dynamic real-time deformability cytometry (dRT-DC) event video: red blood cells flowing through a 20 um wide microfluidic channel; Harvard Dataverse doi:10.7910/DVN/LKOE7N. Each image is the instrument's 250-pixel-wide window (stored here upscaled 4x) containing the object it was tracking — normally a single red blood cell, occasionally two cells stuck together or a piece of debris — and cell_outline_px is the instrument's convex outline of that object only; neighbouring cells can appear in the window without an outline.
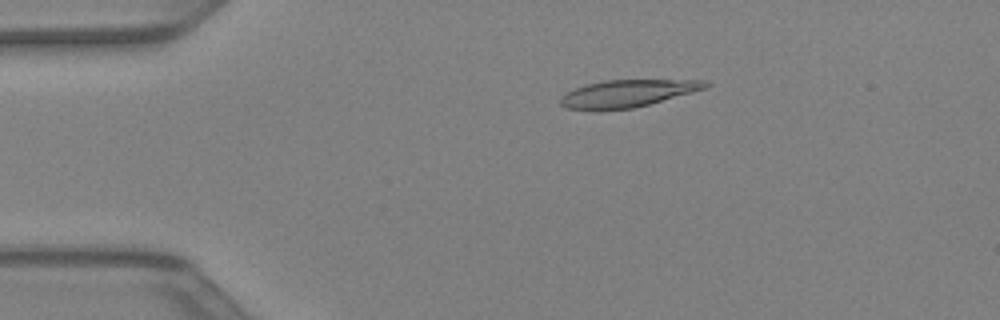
{"species": "Egyptian fruit bat (a non-hibernating species)", "species_latin": "Rousettus aegyptiacus", "temperature_condition": "warm", "stored_images_in_passage": 42, "camera_frame_rate_fps": 3000, "um_per_image_px": 0.085, "animal": {"sex": "female"}, "frame": {"image": 1, "passage_image": 8, "time_ms": 2.333, "image_size_px": [1000, 320], "cell_outline_px": [[712, 84], [704, 88], [692, 92], [648, 104], [632, 108], [600, 112], [564, 108], [560, 104], [560, 96], [584, 84], [604, 80], [704, 80]], "centroid_in_image_um": [53.24, 7.96], "position_along_channel_um": 31.8, "area_um2": 23.29}}
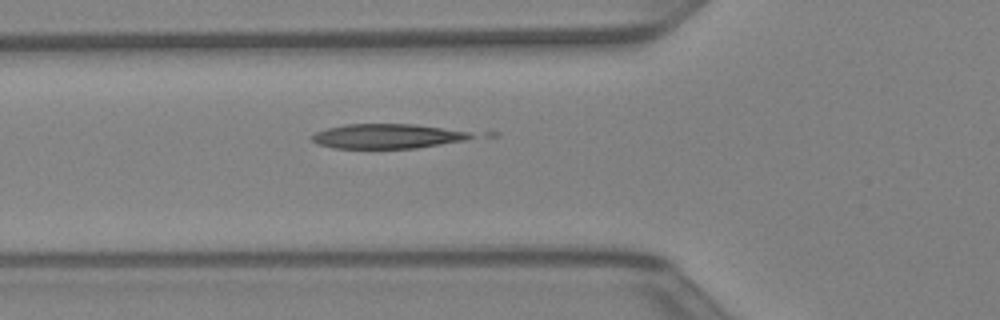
{"frame": {"image": 2, "passage_image": 15, "time_ms": 4.667, "image_size_px": [1000, 320], "cell_outline_px": [[476, 136], [468, 140], [416, 148], [332, 148], [316, 144], [308, 136], [316, 132], [328, 128], [344, 124], [412, 124], [468, 132]], "centroid_in_image_um": [32.86, 11.58], "position_along_channel_um": 92.9, "area_um2": 22.83}}
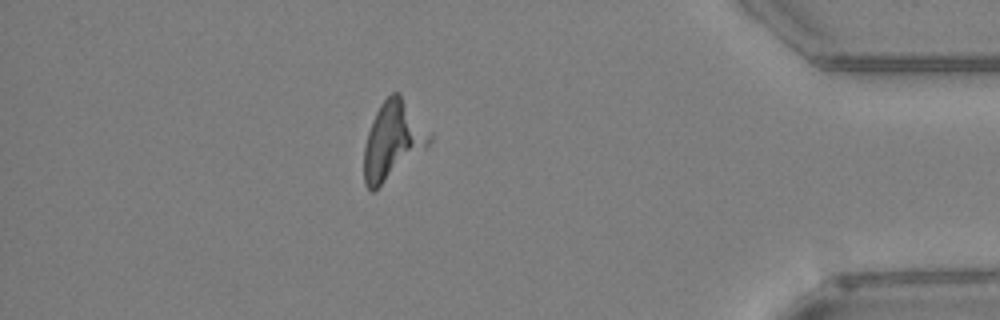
{"frame": {"image": 3, "passage_image": 37, "time_ms": 12.0, "image_size_px": [1000, 320], "cell_outline_px": [[432, 140], [428, 144], [372, 192], [364, 184], [364, 148], [368, 132], [372, 120], [380, 104], [392, 92], [400, 92], [432, 132]], "centroid_in_image_um": [33.39, 11.87], "position_along_channel_um": 401.8, "area_um2": 29.07}}